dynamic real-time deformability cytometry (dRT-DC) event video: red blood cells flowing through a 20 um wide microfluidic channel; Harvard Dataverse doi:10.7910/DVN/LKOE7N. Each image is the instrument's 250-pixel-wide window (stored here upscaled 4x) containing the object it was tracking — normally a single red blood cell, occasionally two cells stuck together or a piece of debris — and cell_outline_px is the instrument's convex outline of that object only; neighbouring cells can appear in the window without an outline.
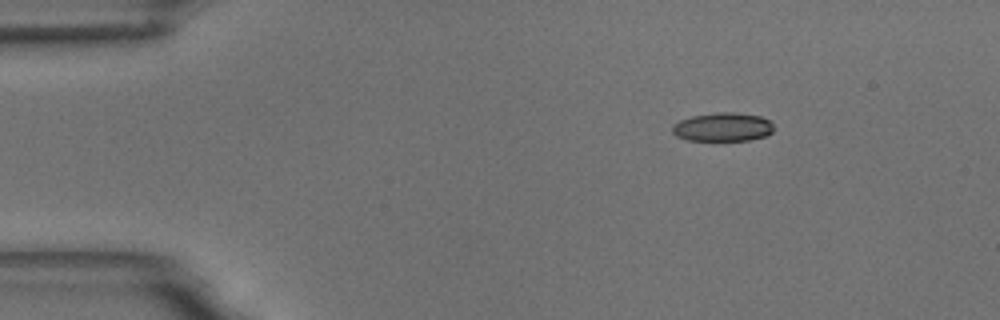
{"species": "common noctule bat (a hibernating species)", "species_latin": "Nyctalus noctula", "temperature_condition": "room temperature", "stored_images_in_passage": 48, "camera_frame_rate_fps": 3000, "um_per_image_px": 0.085, "animal": {"sex": "male", "body_mass_g": 18.8}, "frame": {"image": 1, "passage_image": 1, "time_ms": 0.0, "image_size_px": [1000, 320], "cell_outline_px": [[772, 132], [764, 136], [748, 140], [688, 140], [676, 136], [672, 132], [672, 124], [680, 120], [692, 116], [720, 112], [736, 112], [760, 116], [768, 120], [772, 124]], "centroid_in_image_um": [61.4, 10.79], "position_along_channel_um": 23.6, "area_um2": 16.82}}
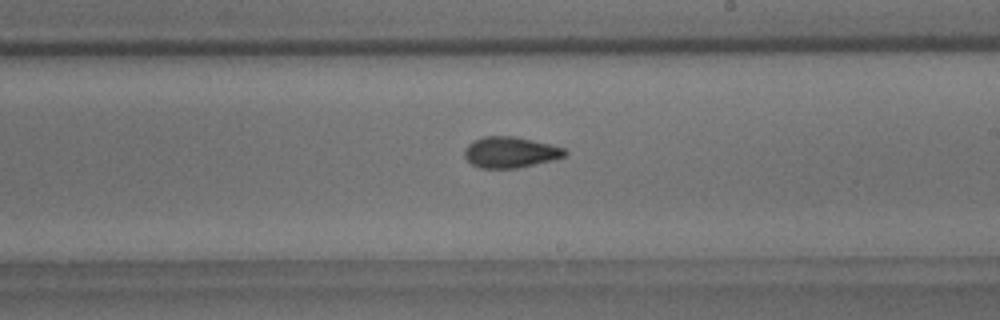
{"frame": {"image": 2, "passage_image": 25, "time_ms": 8.0, "image_size_px": [1000, 320], "cell_outline_px": [[568, 152], [564, 156], [552, 160], [516, 168], [480, 168], [472, 164], [464, 156], [464, 148], [468, 144], [484, 136], [516, 136], [564, 148]], "centroid_in_image_um": [43.35, 12.94], "position_along_channel_um": 245.6, "area_um2": 17.92}}
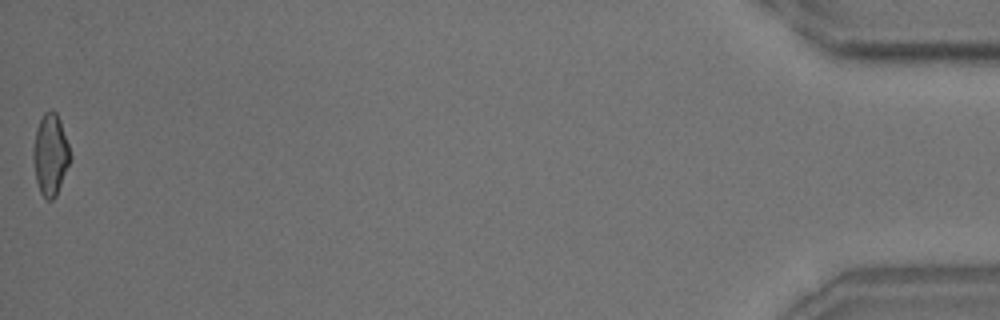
{"frame": {"image": 3, "passage_image": 48, "time_ms": 15.667, "image_size_px": [1000, 320], "cell_outline_px": [[72, 160], [56, 196], [52, 200], [48, 200], [40, 192], [36, 180], [32, 160], [32, 148], [36, 128], [44, 112], [52, 108], [56, 112], [60, 120], [72, 156]], "centroid_in_image_um": [4.29, 13.13], "position_along_channel_um": 430.9, "area_um2": 17.92}, "authors_computed_cell_mechanics": {"area_um2": 17.918, "velocity_mm_per_s": 3.6838, "shape_relaxation_time_tau1_ms": 9.5702, "shape_relaxation_time_tau2_ms": 2.125, "deformation_change_tau1": 0.2113, "deformation_change_tau2": 0.0903}}